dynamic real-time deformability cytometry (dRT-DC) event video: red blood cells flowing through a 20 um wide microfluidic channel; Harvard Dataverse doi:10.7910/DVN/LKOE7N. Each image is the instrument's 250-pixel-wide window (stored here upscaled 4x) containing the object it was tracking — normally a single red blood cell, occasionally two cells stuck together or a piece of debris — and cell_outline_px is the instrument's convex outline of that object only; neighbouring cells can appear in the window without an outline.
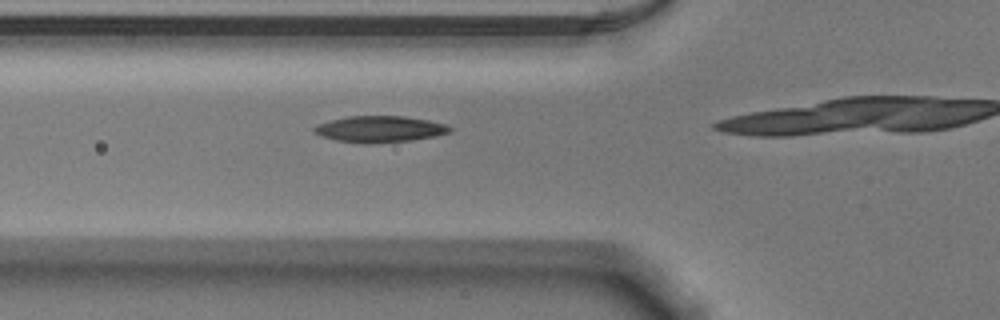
{"species": "Egyptian fruit bat (a non-hibernating species)", "species_latin": "Rousettus aegyptiacus", "temperature_condition": "warm", "stored_images_in_passage": 15, "camera_frame_rate_fps": 3000, "um_per_image_px": 0.085, "animal": {"sex": "male"}, "frame": {"image": 1, "passage_image": 9, "time_ms": 2.667, "image_size_px": [1000, 320], "cell_outline_px": [[452, 132], [436, 136], [412, 140], [336, 140], [312, 132], [312, 128], [320, 124], [332, 120], [348, 116], [404, 116], [428, 120], [444, 124], [452, 128]], "centroid_in_image_um": [32.35, 10.92], "position_along_channel_um": 93.5, "area_um2": 19.59}}
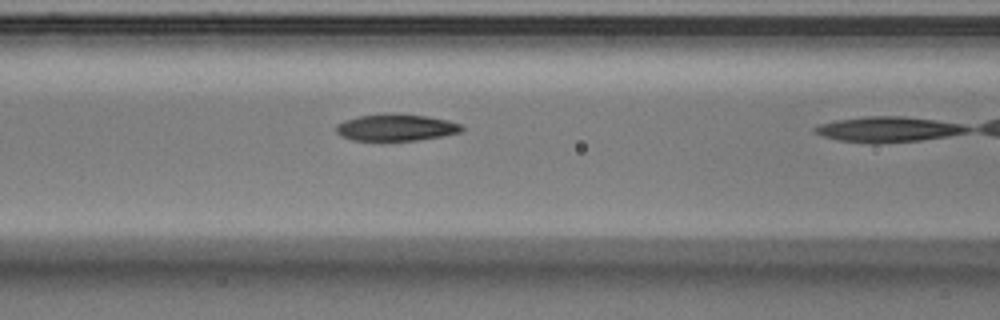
{"frame": {"image": 2, "passage_image": 12, "time_ms": 3.667, "image_size_px": [1000, 320], "cell_outline_px": [[464, 128], [460, 132], [444, 136], [420, 140], [352, 140], [340, 136], [336, 132], [336, 124], [344, 120], [360, 116], [428, 116], [448, 120], [460, 124]], "centroid_in_image_um": [33.67, 10.88], "position_along_channel_um": 132.9, "area_um2": 18.84}}